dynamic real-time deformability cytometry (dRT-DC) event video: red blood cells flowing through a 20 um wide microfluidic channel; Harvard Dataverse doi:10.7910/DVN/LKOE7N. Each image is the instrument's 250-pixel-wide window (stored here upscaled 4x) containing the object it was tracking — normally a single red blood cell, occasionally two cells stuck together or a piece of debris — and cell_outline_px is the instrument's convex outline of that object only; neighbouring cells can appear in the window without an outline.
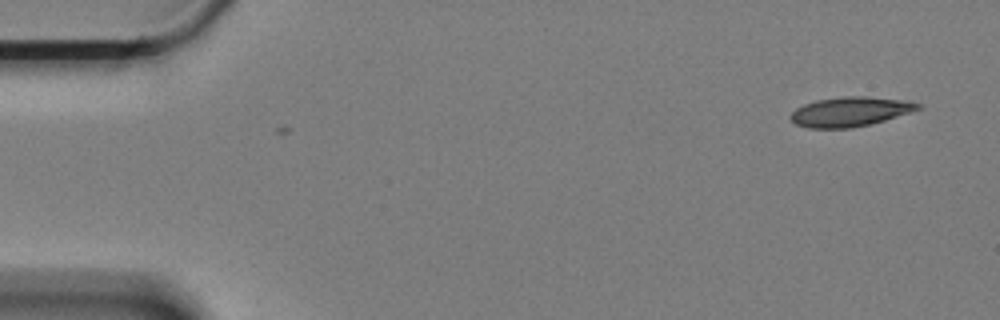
{"species": "Egyptian fruit bat (a non-hibernating species)", "species_latin": "Rousettus aegyptiacus", "temperature_condition": "cold", "stored_images_in_passage": 57, "camera_frame_rate_fps": 3000, "um_per_image_px": 0.085, "animal": {"sex": "female"}, "frame": {"image": 1, "passage_image": 1, "time_ms": 0.0, "image_size_px": [1000, 320], "cell_outline_px": [[924, 108], [872, 124], [852, 128], [808, 128], [796, 124], [788, 116], [796, 108], [804, 104], [816, 100], [844, 96], [864, 96], [908, 100], [920, 104]], "centroid_in_image_um": [72.29, 9.49], "position_along_channel_um": 12.7, "area_um2": 22.14}}
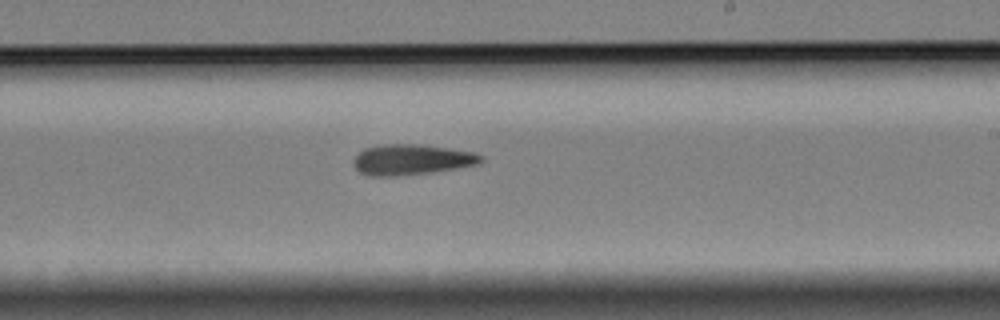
{"frame": {"image": 2, "passage_image": 33, "time_ms": 10.667, "image_size_px": [1000, 320], "cell_outline_px": [[484, 160], [480, 164], [432, 172], [396, 176], [372, 176], [360, 172], [352, 164], [352, 160], [364, 148], [384, 144], [420, 144], [476, 152], [484, 156]], "centroid_in_image_um": [35.02, 13.56], "position_along_channel_um": 254.0, "area_um2": 22.83}}
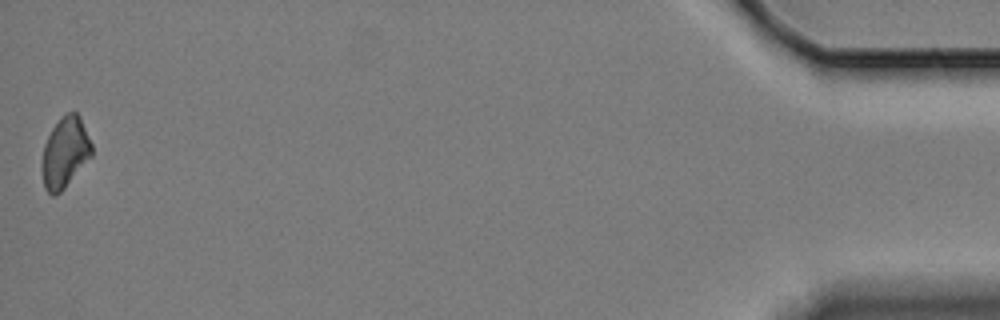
{"frame": {"image": 3, "passage_image": 57, "time_ms": 18.667, "image_size_px": [1000, 320], "cell_outline_px": [[92, 156], [64, 188], [56, 196], [52, 196], [44, 188], [40, 164], [44, 144], [52, 128], [60, 116], [68, 112], [76, 112], [80, 116], [92, 144]], "centroid_in_image_um": [5.5, 12.97], "position_along_channel_um": 429.7, "area_um2": 20.75}, "authors_computed_cell_mechanics": {"area_um2": 22.0796, "velocity_mm_per_s": 3.3315, "shape_relaxation_time_tau1_ms": 6.8828, "shape_relaxation_time_tau2_ms": 10.6322, "deformation_change_tau1": 0.1576, "deformation_change_tau2": 0.2298}}